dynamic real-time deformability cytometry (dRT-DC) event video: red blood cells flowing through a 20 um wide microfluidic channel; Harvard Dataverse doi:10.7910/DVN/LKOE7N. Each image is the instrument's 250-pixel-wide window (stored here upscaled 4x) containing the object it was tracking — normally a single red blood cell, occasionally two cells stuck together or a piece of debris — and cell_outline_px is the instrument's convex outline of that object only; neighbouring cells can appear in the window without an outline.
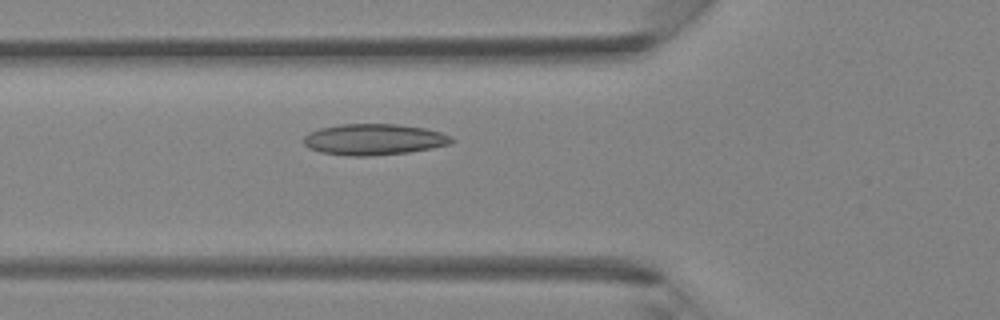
{"species": "Egyptian fruit bat (a non-hibernating species)", "species_latin": "Rousettus aegyptiacus", "temperature_condition": "room temperature", "stored_images_in_passage": 38, "camera_frame_rate_fps": 3000, "um_per_image_px": 0.085, "animal": {"sex": "female"}, "frame": {"image": 1, "passage_image": 15, "time_ms": 4.667, "image_size_px": [1000, 320], "cell_outline_px": [[456, 140], [452, 144], [432, 148], [408, 152], [372, 156], [348, 156], [320, 152], [308, 148], [304, 144], [304, 136], [308, 132], [320, 128], [340, 124], [396, 124], [424, 128], [440, 132], [452, 136]], "centroid_in_image_um": [31.79, 11.86], "position_along_channel_um": 94.0, "area_um2": 27.05}}
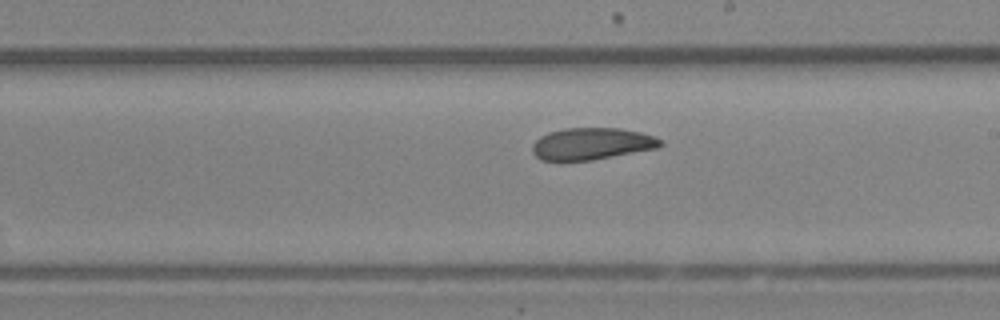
{"frame": {"image": 2, "passage_image": 24, "time_ms": 7.667, "image_size_px": [1000, 320], "cell_outline_px": [[664, 144], [656, 148], [592, 160], [540, 160], [532, 152], [532, 144], [540, 136], [548, 132], [564, 128], [620, 128], [640, 132], [652, 136], [660, 140]], "centroid_in_image_um": [50.25, 12.21], "position_along_channel_um": 238.7, "area_um2": 23.64}}
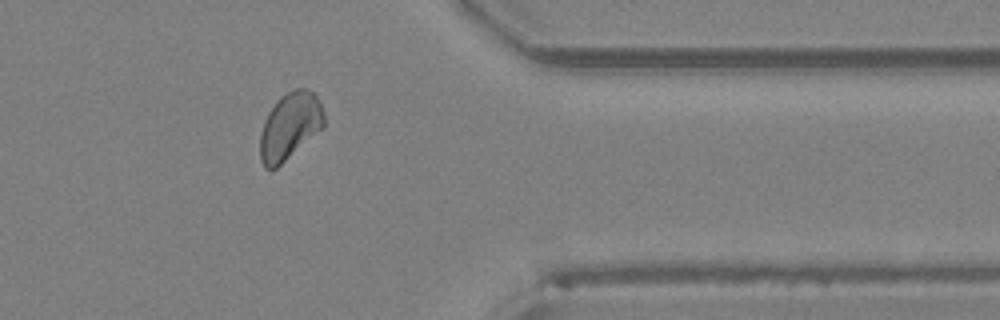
{"frame": {"image": 3, "passage_image": 34, "time_ms": 11.0, "image_size_px": [1000, 320], "cell_outline_px": [[324, 128], [276, 168], [264, 168], [260, 160], [260, 136], [264, 120], [268, 112], [276, 100], [280, 96], [296, 88], [308, 88], [320, 100], [324, 112]], "centroid_in_image_um": [24.65, 10.71], "position_along_channel_um": 386.8, "area_um2": 25.14}}